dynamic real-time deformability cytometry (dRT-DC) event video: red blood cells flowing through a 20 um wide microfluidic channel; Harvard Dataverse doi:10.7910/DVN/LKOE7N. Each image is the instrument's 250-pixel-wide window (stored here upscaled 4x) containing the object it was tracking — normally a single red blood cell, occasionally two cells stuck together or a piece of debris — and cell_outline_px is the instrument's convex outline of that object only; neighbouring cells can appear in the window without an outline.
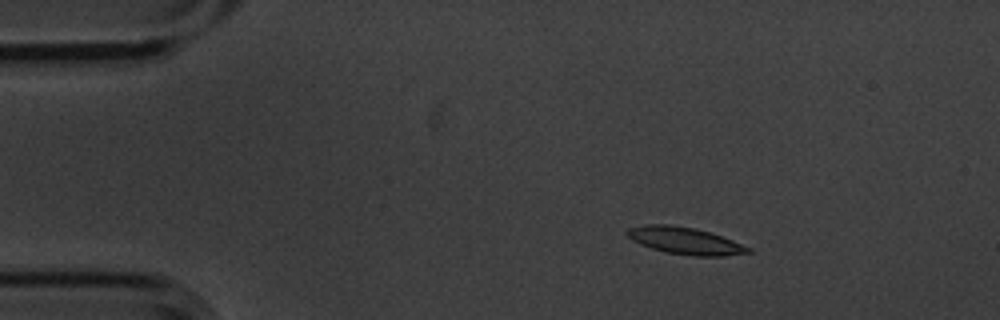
{"species": "common noctule bat (a hibernating species)", "species_latin": "Nyctalus noctula", "temperature_condition": "cold", "stored_images_in_passage": 4, "camera_frame_rate_fps": 3000, "um_per_image_px": 0.085, "animal": {"sex": "male", "body_mass_g": 20.1, "forearm_length_mm": 53.5}, "frame": {"image": 1, "passage_image": 2, "time_ms": 0.333, "image_size_px": [1000, 320], "cell_outline_px": [[752, 252], [724, 256], [692, 256], [664, 252], [640, 244], [632, 240], [624, 232], [628, 228], [644, 224], [672, 224], [696, 228], [732, 240], [752, 248]], "centroid_in_image_um": [58.2, 20.46], "position_along_channel_um": 26.8, "area_um2": 19.19}}